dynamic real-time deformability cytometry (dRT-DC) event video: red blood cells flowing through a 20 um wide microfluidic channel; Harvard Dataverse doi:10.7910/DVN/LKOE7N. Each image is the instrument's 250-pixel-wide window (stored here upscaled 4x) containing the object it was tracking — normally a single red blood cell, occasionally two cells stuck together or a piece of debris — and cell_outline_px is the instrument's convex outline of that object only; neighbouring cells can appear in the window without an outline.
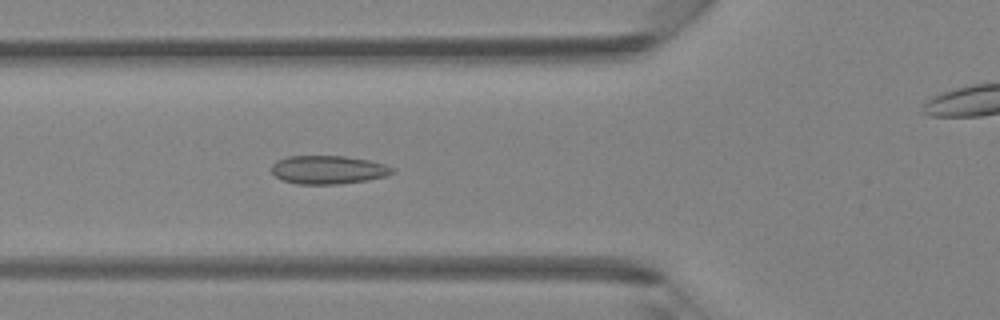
{"species": "Egyptian fruit bat (a non-hibernating species)", "species_latin": "Rousettus aegyptiacus", "temperature_condition": "room temperature", "stored_images_in_passage": 48, "camera_frame_rate_fps": 3000, "um_per_image_px": 0.085, "animal": {"sex": "female"}, "frame": {"image": 1, "passage_image": 17, "time_ms": 5.333, "image_size_px": [1000, 320], "cell_outline_px": [[396, 172], [384, 176], [368, 180], [340, 184], [296, 184], [280, 180], [272, 172], [272, 164], [276, 160], [288, 156], [344, 156], [368, 160], [384, 164], [396, 168]], "centroid_in_image_um": [27.89, 14.43], "position_along_channel_um": 97.9, "area_um2": 20.17}}
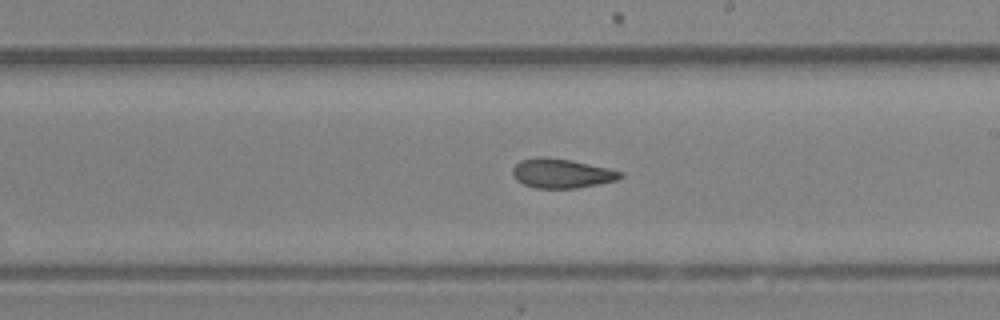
{"frame": {"image": 2, "passage_image": 27, "time_ms": 8.667, "image_size_px": [1000, 320], "cell_outline_px": [[624, 176], [616, 180], [576, 188], [536, 188], [524, 184], [516, 180], [512, 176], [512, 168], [520, 160], [536, 156], [544, 156], [572, 160], [608, 168], [624, 172]], "centroid_in_image_um": [47.71, 14.72], "position_along_channel_um": 241.3, "area_um2": 18.55}}
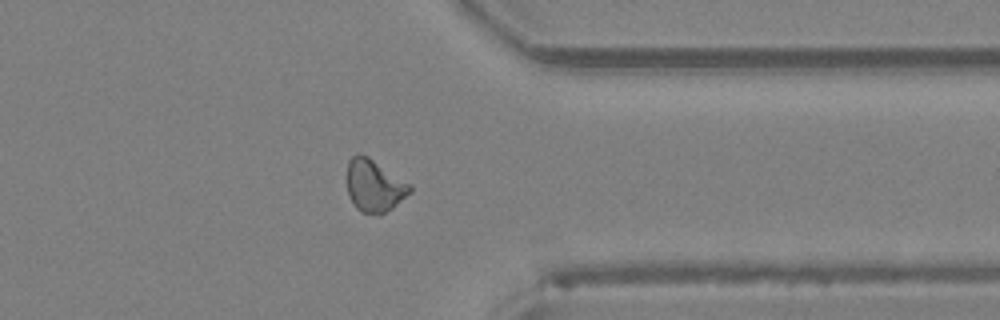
{"frame": {"image": 3, "passage_image": 37, "time_ms": 12.0, "image_size_px": [1000, 320], "cell_outline_px": [[412, 192], [392, 208], [380, 216], [364, 212], [356, 208], [348, 192], [348, 160], [352, 156], [360, 152], [368, 156], [412, 184]], "centroid_in_image_um": [31.85, 15.77], "position_along_channel_um": 379.5, "area_um2": 19.31}, "authors_computed_cell_mechanics": {"area_um2": 19.2763, "velocity_mm_per_s": 4.3165, "shape_relaxation_time_tau1_ms": null, "shape_relaxation_time_tau2_ms": 2.9511, "deformation_change_tau1": null, "deformation_change_tau2": 0.0743}}